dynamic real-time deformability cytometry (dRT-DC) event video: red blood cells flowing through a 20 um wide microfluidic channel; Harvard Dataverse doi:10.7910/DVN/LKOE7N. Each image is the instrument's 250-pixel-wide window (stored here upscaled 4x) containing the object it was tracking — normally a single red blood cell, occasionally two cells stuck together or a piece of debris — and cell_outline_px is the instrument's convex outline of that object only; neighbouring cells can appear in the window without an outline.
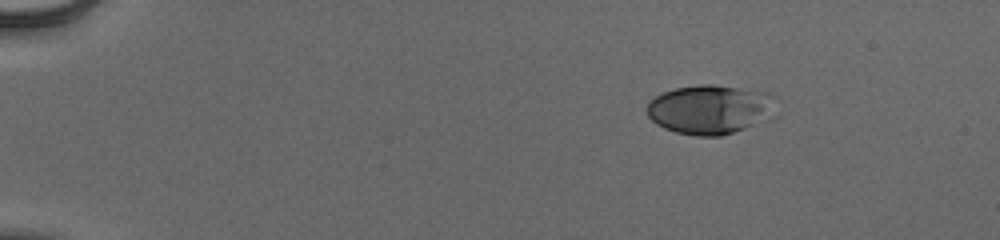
{"species": "human", "species_latin": "Homo sapiens", "temperature_condition": "cold", "stored_images_in_passage": 47, "camera_frame_rate_fps": 3000, "um_per_image_px": 0.085, "donor": {"sex": "male"}, "frame": {"image": 1, "passage_image": 1, "time_ms": 0.0, "image_size_px": [1000, 240], "cell_outline_px": [[776, 96], [768, 120], [720, 136], [696, 136], [676, 132], [664, 128], [656, 124], [648, 116], [644, 108], [648, 100], [664, 92], [676, 88], [700, 84], [716, 84], [772, 92]], "centroid_in_image_um": [60.34, 9.28], "position_along_channel_um": 24.7, "area_um2": 37.45}}
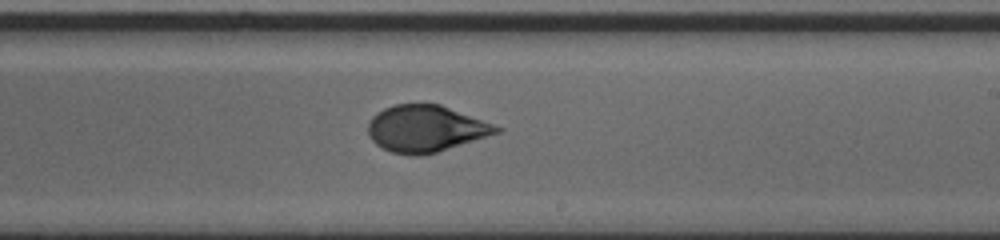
{"frame": {"image": 2, "passage_image": 27, "time_ms": 8.667, "image_size_px": [1000, 240], "cell_outline_px": [[504, 128], [500, 132], [436, 152], [420, 156], [392, 152], [376, 144], [372, 140], [368, 132], [368, 120], [376, 112], [392, 104], [440, 104]], "centroid_in_image_um": [36.16, 10.92], "position_along_channel_um": 252.8, "area_um2": 34.62}}
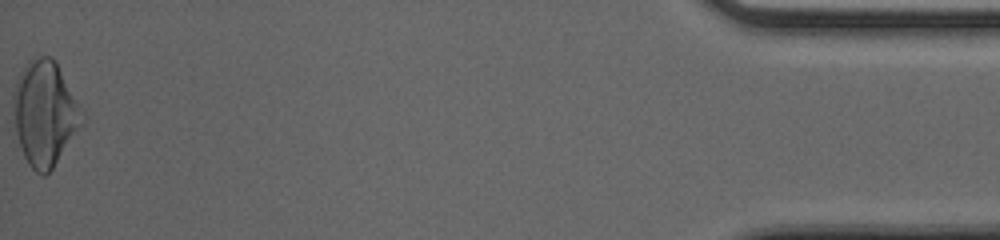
{"frame": {"image": 3, "passage_image": 47, "time_ms": 15.333, "image_size_px": [1000, 240], "cell_outline_px": [[84, 120], [52, 168], [44, 176], [40, 176], [28, 164], [24, 156], [16, 132], [12, 100], [12, 92], [16, 80], [24, 64], [32, 56], [52, 56], [56, 60]], "centroid_in_image_um": [3.74, 9.59], "position_along_channel_um": 431.5, "area_um2": 41.27}, "authors_computed_cell_mechanics": {"area_um2": 34.68, "velocity_mm_per_s": 3.9427, "shape_relaxation_time_tau1_ms": 5.8722, "shape_relaxation_time_tau2_ms": null, "deformation_change_tau1": 0.2198, "deformation_change_tau2": null}}